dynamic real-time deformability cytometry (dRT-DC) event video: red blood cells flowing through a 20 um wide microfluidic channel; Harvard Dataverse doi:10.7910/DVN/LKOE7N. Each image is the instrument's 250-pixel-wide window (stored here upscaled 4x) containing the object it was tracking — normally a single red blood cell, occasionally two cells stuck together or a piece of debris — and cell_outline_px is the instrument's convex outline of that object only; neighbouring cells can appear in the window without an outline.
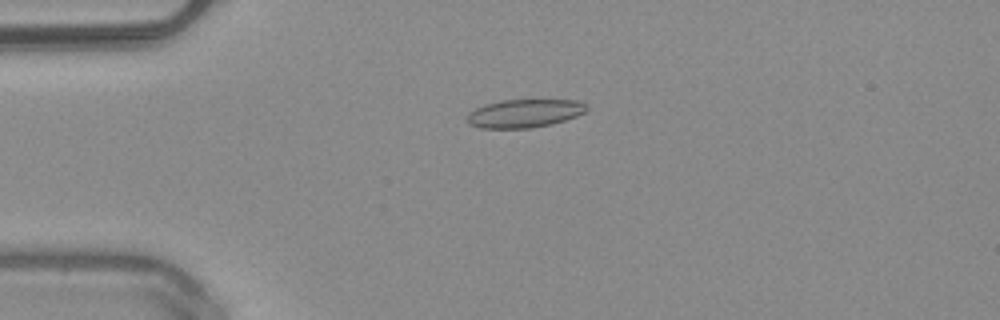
{"species": "common noctule bat (a hibernating species)", "species_latin": "Nyctalus noctula", "temperature_condition": "warm", "stored_images_in_passage": 51, "camera_frame_rate_fps": 3000, "um_per_image_px": 0.085, "animal": {"sex": "male", "body_mass_g": 20.4}, "frame": {"image": 1, "passage_image": 13, "time_ms": 4.0, "image_size_px": [1000, 320], "cell_outline_px": [[588, 112], [552, 124], [532, 128], [480, 128], [468, 124], [468, 112], [484, 104], [504, 100], [576, 100], [584, 104], [588, 108]], "centroid_in_image_um": [44.58, 9.64], "position_along_channel_um": 40.4, "area_um2": 19.71}}
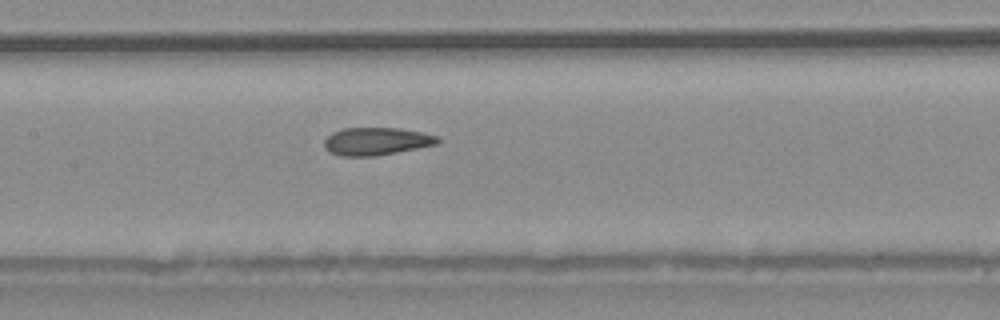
{"frame": {"image": 2, "passage_image": 25, "time_ms": 8.0, "image_size_px": [1000, 320], "cell_outline_px": [[440, 144], [376, 156], [340, 156], [328, 152], [324, 148], [324, 140], [332, 132], [344, 128], [400, 128], [440, 136]], "centroid_in_image_um": [32.0, 12.01], "position_along_channel_um": 175.4, "area_um2": 18.55}}
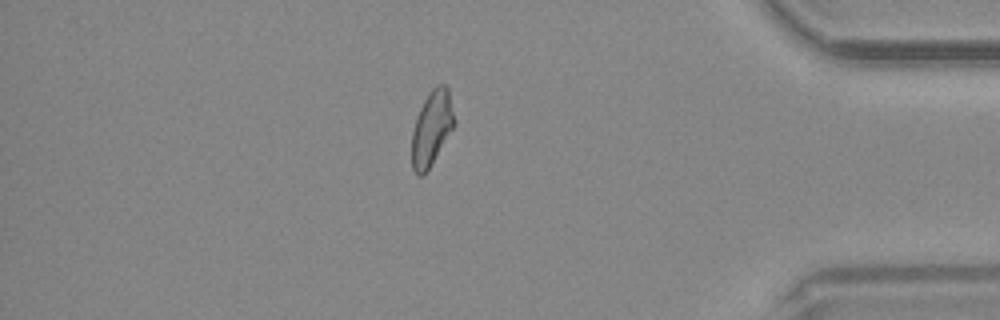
{"frame": {"image": 3, "passage_image": 44, "time_ms": 14.333, "image_size_px": [1000, 320], "cell_outline_px": [[452, 128], [424, 176], [416, 176], [412, 168], [412, 132], [416, 116], [428, 92], [436, 84], [444, 84], [448, 88], [452, 112]], "centroid_in_image_um": [36.63, 10.9], "position_along_channel_um": 398.6, "area_um2": 17.98}, "authors_computed_cell_mechanics": {"area_um2": 19.2474, "velocity_mm_per_s": 4.0532, "shape_relaxation_time_tau1_ms": 9.5892, "shape_relaxation_time_tau2_ms": 1.778, "deformation_change_tau1": 0.187, "deformation_change_tau2": 0.0945}}